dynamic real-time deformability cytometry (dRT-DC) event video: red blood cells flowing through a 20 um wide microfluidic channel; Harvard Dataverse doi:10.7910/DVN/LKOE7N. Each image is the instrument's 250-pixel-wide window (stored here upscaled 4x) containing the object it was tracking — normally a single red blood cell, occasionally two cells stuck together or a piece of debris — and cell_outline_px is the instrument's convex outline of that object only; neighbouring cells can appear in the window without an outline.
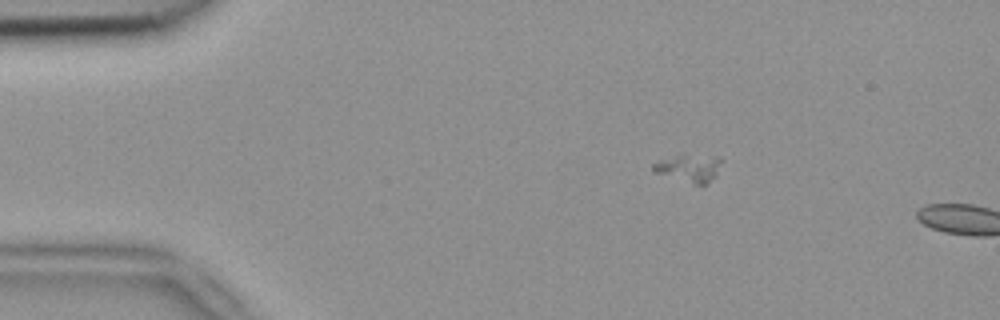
{"species": "common noctule bat (a hibernating species)", "species_latin": "Nyctalus noctula", "temperature_condition": "room temperature", "stored_images_in_passage": 6, "camera_frame_rate_fps": 3000, "um_per_image_px": 0.085, "animal": {"sex": "female", "body_mass_g": 18.4}, "frame": {"image": 1, "passage_image": 3, "time_ms": 0.667, "image_size_px": [1000, 320], "cell_outline_px": [[720, 160], [716, 176], [704, 188], [652, 172], [652, 164], [660, 160], [684, 152], [716, 156]], "centroid_in_image_um": [58.55, 14.3], "position_along_channel_um": 26.4, "area_um2": 11.68}}